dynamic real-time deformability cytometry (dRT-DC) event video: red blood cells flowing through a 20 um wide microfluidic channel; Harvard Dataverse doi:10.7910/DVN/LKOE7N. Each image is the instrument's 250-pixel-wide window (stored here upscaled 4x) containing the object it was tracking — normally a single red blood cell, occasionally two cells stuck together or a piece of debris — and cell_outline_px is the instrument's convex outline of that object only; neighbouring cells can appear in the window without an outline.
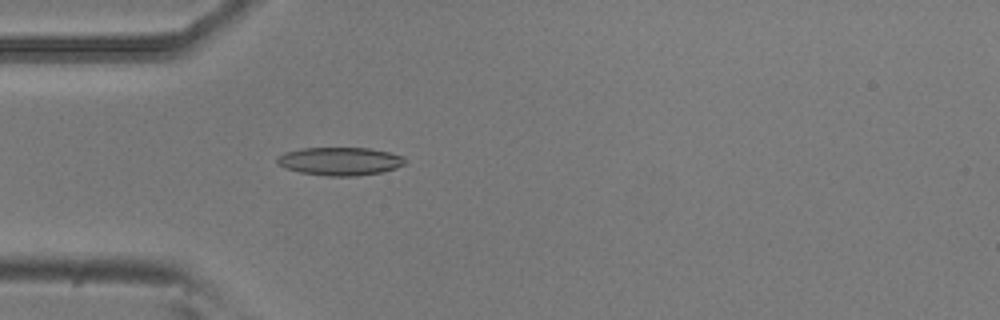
{"species": "common noctule bat (a hibernating species)", "species_latin": "Nyctalus noctula", "temperature_condition": "room temperature", "stored_images_in_passage": 4, "camera_frame_rate_fps": 3000, "um_per_image_px": 0.085, "animal": {"sex": "male", "body_mass_g": 20.5, "forearm_length_mm": 52.5}, "frame": {"image": 1, "passage_image": 4, "time_ms": 1.0, "image_size_px": [1000, 320], "cell_outline_px": [[404, 164], [396, 168], [380, 172], [356, 176], [328, 176], [300, 172], [284, 168], [276, 160], [284, 152], [304, 148], [368, 148], [388, 152], [404, 156]], "centroid_in_image_um": [28.9, 13.71], "position_along_channel_um": 56.1, "area_um2": 20.75}}